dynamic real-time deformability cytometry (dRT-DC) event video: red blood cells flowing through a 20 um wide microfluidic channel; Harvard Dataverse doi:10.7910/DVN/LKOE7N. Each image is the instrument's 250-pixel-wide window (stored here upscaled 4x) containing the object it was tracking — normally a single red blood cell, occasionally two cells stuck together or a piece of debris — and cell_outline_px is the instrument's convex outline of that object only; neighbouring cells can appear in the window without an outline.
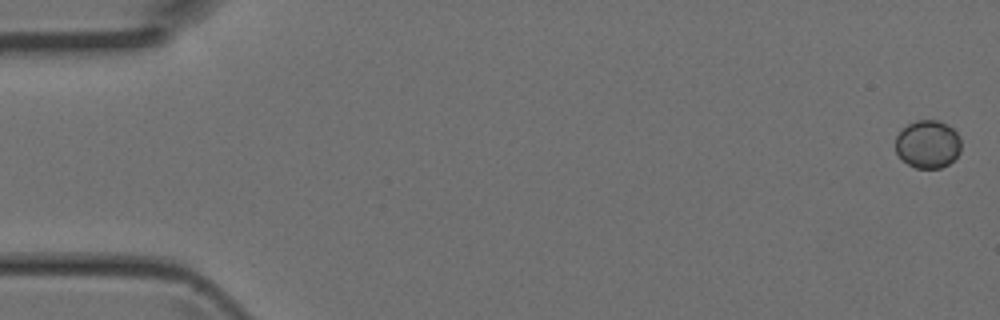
{"species": "Egyptian fruit bat (a non-hibernating species)", "species_latin": "Rousettus aegyptiacus", "temperature_condition": "room temperature", "stored_images_in_passage": 5, "camera_frame_rate_fps": 3000, "um_per_image_px": 0.085, "animal": {"sex": "female"}, "frame": {"image": 1, "passage_image": 1, "time_ms": 0.0, "image_size_px": [1000, 320], "cell_outline_px": [[960, 152], [948, 164], [940, 168], [916, 168], [908, 164], [896, 152], [896, 136], [908, 124], [916, 120], [940, 120], [952, 128], [960, 136]], "centroid_in_image_um": [78.87, 12.25], "position_along_channel_um": 6.1, "area_um2": 18.21}}
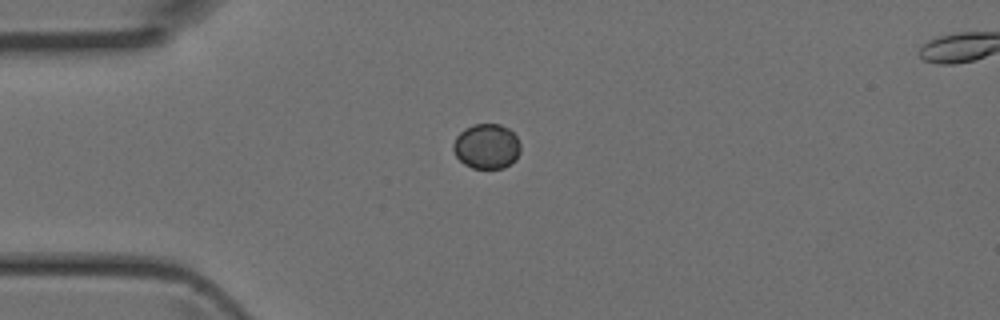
{"frame": {"image": 2, "passage_image": 4, "time_ms": 1.0, "image_size_px": [1000, 320], "cell_outline_px": [[520, 152], [516, 160], [504, 168], [472, 168], [464, 164], [456, 156], [452, 148], [452, 144], [456, 136], [464, 128], [472, 124], [500, 124], [508, 128], [516, 136], [520, 144]], "centroid_in_image_um": [41.35, 12.43], "position_along_channel_um": 43.6, "area_um2": 17.8}}